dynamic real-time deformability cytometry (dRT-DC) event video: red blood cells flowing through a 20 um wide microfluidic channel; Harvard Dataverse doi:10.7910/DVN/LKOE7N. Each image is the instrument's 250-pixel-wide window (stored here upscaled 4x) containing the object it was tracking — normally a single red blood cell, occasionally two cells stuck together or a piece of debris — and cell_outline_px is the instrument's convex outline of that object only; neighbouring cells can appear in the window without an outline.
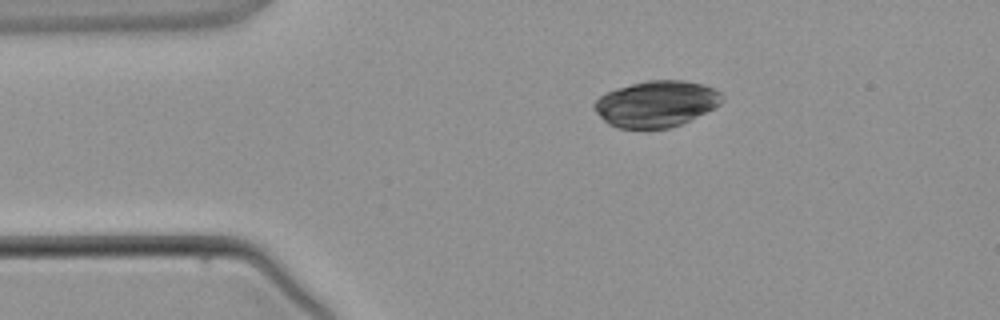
{"species": "common noctule bat (a hibernating species)", "species_latin": "Nyctalus noctula", "temperature_condition": "warm", "stored_images_in_passage": 3, "segment_of_instrument_passage": [1, 2], "camera_frame_rate_fps": 3000, "um_per_image_px": 0.085, "animal": {"sex": "male", "body_mass_g": 21.5, "forearm_length_mm": 52.0}, "frame": {"image": 1, "passage_image": 1, "time_ms": 0.0, "image_size_px": [1000, 320], "cell_outline_px": [[724, 100], [716, 108], [680, 124], [668, 128], [616, 128], [608, 124], [592, 108], [592, 104], [600, 96], [616, 88], [648, 80], [684, 80], [704, 84], [720, 92], [724, 96]], "centroid_in_image_um": [55.79, 8.82], "position_along_channel_um": 29.2, "area_um2": 34.51}}